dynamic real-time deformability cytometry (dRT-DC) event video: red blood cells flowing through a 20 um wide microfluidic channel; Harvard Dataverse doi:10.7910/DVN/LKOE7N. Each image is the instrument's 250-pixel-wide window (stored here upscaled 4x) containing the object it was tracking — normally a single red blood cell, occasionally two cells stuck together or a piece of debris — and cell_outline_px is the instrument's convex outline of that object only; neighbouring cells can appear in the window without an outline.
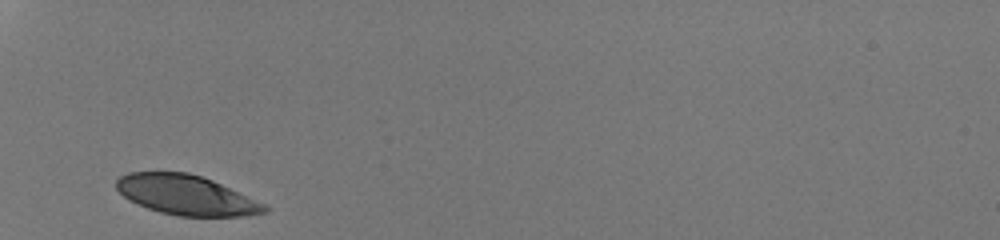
{"species": "human", "species_latin": "Homo sapiens", "temperature_condition": "room temperature", "stored_images_in_passage": 26, "camera_frame_rate_fps": 3000, "um_per_image_px": 0.085, "donor": {"sex": "male"}, "frame": {"image": 1, "passage_image": 1, "time_ms": 0.0, "image_size_px": [1000, 240], "cell_outline_px": [[268, 212], [248, 216], [180, 216], [160, 212], [148, 208], [124, 196], [116, 188], [116, 180], [120, 176], [128, 172], [188, 172], [212, 180], [264, 204], [268, 208]], "centroid_in_image_um": [15.83, 16.58], "position_along_channel_um": 69.2, "area_um2": 33.93}}
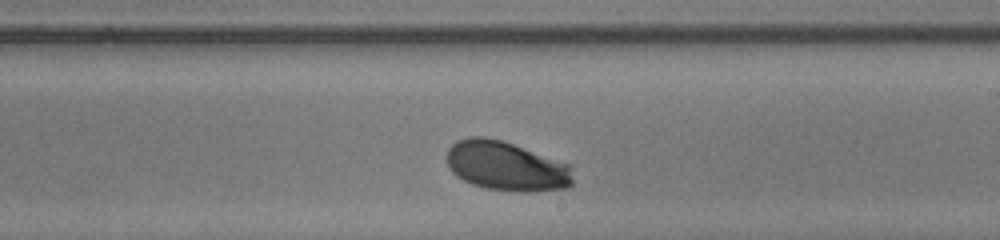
{"frame": {"image": 2, "passage_image": 15, "time_ms": 4.667, "image_size_px": [1000, 240], "cell_outline_px": [[572, 184], [568, 188], [528, 192], [516, 192], [488, 188], [472, 184], [456, 176], [448, 168], [448, 148], [456, 140], [468, 136], [484, 136], [500, 140], [512, 144], [568, 164], [572, 180]], "centroid_in_image_um": [42.98, 14.12], "position_along_channel_um": 246.0, "area_um2": 36.07}}
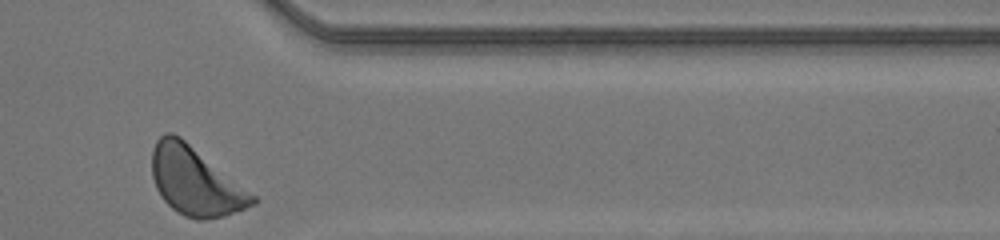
{"frame": {"image": 3, "passage_image": 26, "time_ms": 8.333, "image_size_px": [1000, 240], "cell_outline_px": [[260, 200], [256, 204], [224, 216], [204, 220], [196, 220], [184, 216], [176, 212], [160, 196], [156, 188], [152, 176], [152, 148], [156, 140], [164, 132], [172, 132], [180, 136], [256, 196]], "centroid_in_image_um": [16.59, 15.41], "position_along_channel_um": 394.8, "area_um2": 40.0}, "authors_computed_cell_mechanics": {"area_um2": 36.5874, "velocity_mm_per_s": 4.1324, "shape_relaxation_time_tau1_ms": 2.0765, "shape_relaxation_time_tau2_ms": null, "deformation_change_tau1": 0.1364, "deformation_change_tau2": null}}